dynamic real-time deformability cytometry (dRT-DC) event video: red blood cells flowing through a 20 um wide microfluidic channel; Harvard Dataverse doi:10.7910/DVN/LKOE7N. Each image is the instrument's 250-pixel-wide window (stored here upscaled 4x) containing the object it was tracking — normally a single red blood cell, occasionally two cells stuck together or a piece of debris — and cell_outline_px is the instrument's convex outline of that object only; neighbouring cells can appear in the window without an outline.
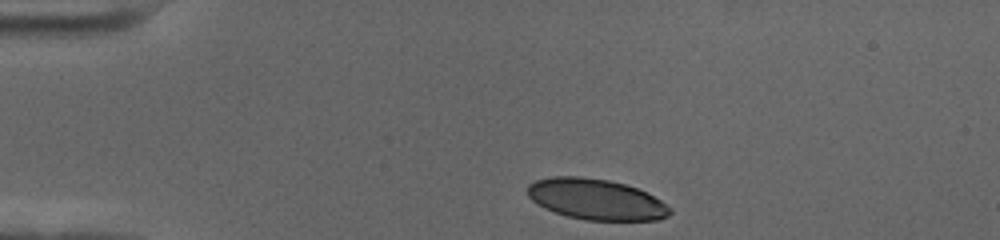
{"species": "human", "species_latin": "Homo sapiens", "temperature_condition": "cold", "stored_images_in_passage": 38, "camera_frame_rate_fps": 3000, "um_per_image_px": 0.085, "donor": {"sex": "female"}, "frame": {"image": 1, "passage_image": 1, "time_ms": 0.0, "image_size_px": [1000, 240], "cell_outline_px": [[672, 212], [668, 216], [660, 220], [584, 220], [568, 216], [544, 208], [536, 204], [528, 196], [528, 184], [536, 180], [552, 176], [580, 176], [608, 180], [624, 184], [636, 188], [660, 200], [672, 208]], "centroid_in_image_um": [50.65, 16.94], "position_along_channel_um": 34.3, "area_um2": 33.81}}
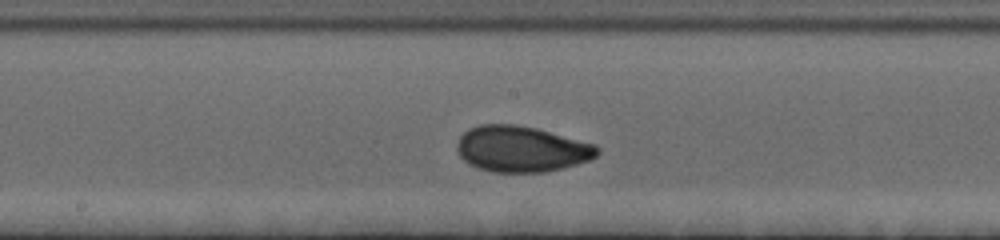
{"frame": {"image": 2, "passage_image": 20, "time_ms": 6.333, "image_size_px": [1000, 240], "cell_outline_px": [[600, 152], [596, 156], [588, 160], [576, 164], [544, 172], [492, 172], [476, 168], [468, 164], [460, 156], [456, 148], [456, 144], [460, 136], [468, 128], [480, 124], [512, 124], [536, 128], [592, 144], [600, 148]], "centroid_in_image_um": [44.26, 12.66], "position_along_channel_um": 203.9, "area_um2": 37.4}}
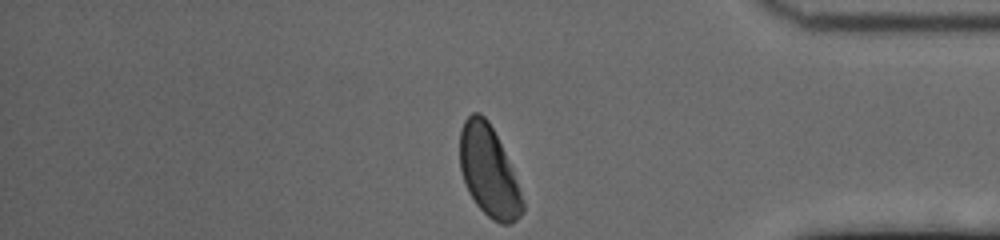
{"frame": {"image": 3, "passage_image": 38, "time_ms": 12.333, "image_size_px": [1000, 240], "cell_outline_px": [[524, 212], [516, 220], [508, 224], [500, 224], [492, 220], [476, 204], [468, 192], [460, 168], [460, 128], [464, 120], [472, 112], [480, 112], [488, 120], [504, 152], [512, 172], [524, 204]], "centroid_in_image_um": [41.51, 14.56], "position_along_channel_um": 393.7, "area_um2": 32.6}, "authors_computed_cell_mechanics": {"area_um2": 36.2406, "velocity_mm_per_s": 3.5024, "shape_relaxation_time_tau1_ms": 3.3441, "shape_relaxation_time_tau2_ms": 0.9365, "deformation_change_tau1": 0.1506, "deformation_change_tau2": 0.0493}}